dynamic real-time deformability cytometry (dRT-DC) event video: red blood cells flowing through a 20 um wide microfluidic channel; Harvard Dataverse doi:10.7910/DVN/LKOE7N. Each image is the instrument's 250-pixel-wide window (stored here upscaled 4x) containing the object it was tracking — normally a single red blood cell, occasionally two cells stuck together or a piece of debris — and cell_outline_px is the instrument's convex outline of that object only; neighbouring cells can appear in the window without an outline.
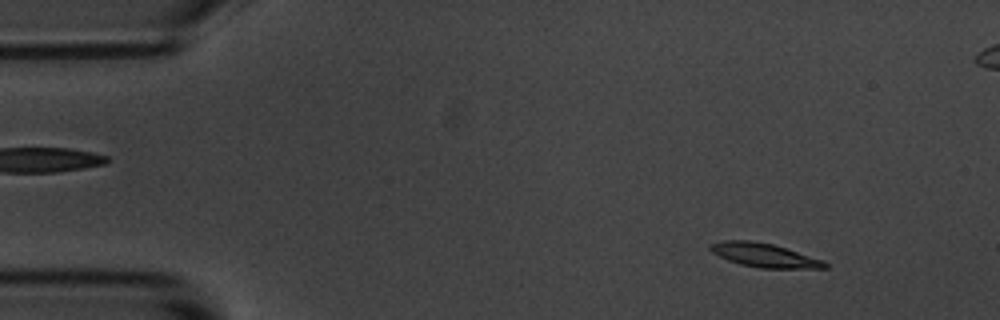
{"species": "common noctule bat (a hibernating species)", "species_latin": "Nyctalus noctula", "temperature_condition": "room temperature", "stored_images_in_passage": 5, "camera_frame_rate_fps": 3000, "um_per_image_px": 0.085, "animal": {"sex": "male", "body_mass_g": 20.1, "forearm_length_mm": 53.5}, "frame": {"image": 1, "passage_image": 1, "time_ms": 0.0, "image_size_px": [1000, 320], "cell_outline_px": [[828, 268], [760, 268], [740, 264], [728, 260], [712, 252], [708, 248], [708, 244], [724, 240], [752, 240], [772, 244], [824, 260], [828, 264]], "centroid_in_image_um": [64.95, 21.69], "position_along_channel_um": 20.1, "area_um2": 15.9}}